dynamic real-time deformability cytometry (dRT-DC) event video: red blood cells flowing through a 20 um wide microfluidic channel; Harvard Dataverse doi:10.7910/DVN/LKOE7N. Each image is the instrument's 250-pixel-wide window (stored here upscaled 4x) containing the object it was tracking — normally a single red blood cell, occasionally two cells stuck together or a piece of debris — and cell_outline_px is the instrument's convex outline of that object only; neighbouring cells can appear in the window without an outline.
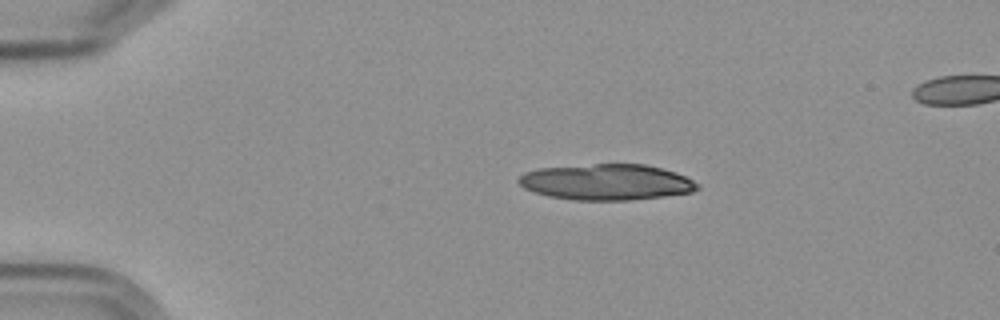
{"species": "Egyptian fruit bat (a non-hibernating species)", "species_latin": "Rousettus aegyptiacus", "temperature_condition": "cold", "stored_images_in_passage": 4, "segment_of_instrument_passage": [1, 2], "camera_frame_rate_fps": 3000, "um_per_image_px": 0.085, "frame": {"image": 1, "passage_image": 1, "time_ms": 0.0, "image_size_px": [1000, 320], "cell_outline_px": [[700, 188], [692, 192], [664, 196], [628, 200], [572, 200], [548, 196], [532, 192], [524, 188], [516, 180], [524, 172], [540, 168], [596, 164], [644, 164], [676, 172], [700, 184]], "centroid_in_image_um": [51.54, 15.48], "position_along_channel_um": 33.5, "area_um2": 37.45}}